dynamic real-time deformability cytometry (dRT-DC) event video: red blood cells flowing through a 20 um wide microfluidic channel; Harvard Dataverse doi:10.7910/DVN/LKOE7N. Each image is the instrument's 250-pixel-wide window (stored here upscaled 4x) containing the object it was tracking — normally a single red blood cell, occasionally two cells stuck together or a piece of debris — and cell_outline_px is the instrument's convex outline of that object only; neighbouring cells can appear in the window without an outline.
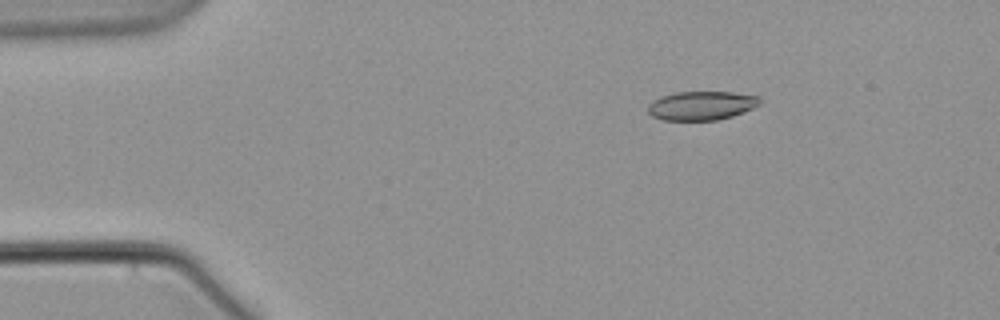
{"species": "common noctule bat (a hibernating species)", "species_latin": "Nyctalus noctula", "temperature_condition": "warm", "stored_images_in_passage": 6, "camera_frame_rate_fps": 3000, "um_per_image_px": 0.085, "animal": {"sex": "male", "body_mass_g": 21.5, "forearm_length_mm": 52.0}, "frame": {"image": 1, "passage_image": 3, "time_ms": 2.333, "image_size_px": [1000, 320], "cell_outline_px": [[760, 104], [744, 112], [732, 116], [716, 120], [664, 120], [652, 116], [648, 112], [648, 104], [652, 100], [660, 96], [676, 92], [732, 92], [760, 96]], "centroid_in_image_um": [59.61, 8.97], "position_along_channel_um": 25.4, "area_um2": 18.9}}
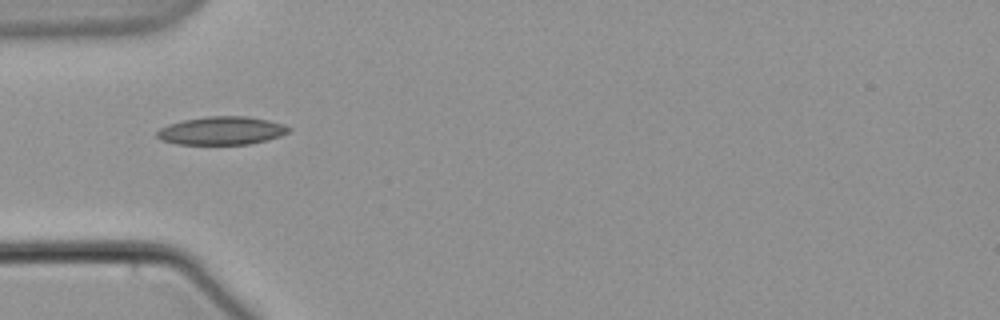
{"frame": {"image": 2, "passage_image": 5, "time_ms": 5.667, "image_size_px": [1000, 320], "cell_outline_px": [[292, 128], [288, 132], [280, 136], [268, 140], [248, 144], [176, 144], [160, 140], [156, 136], [156, 132], [160, 128], [168, 124], [184, 120], [208, 116], [248, 116], [268, 120], [284, 124]], "centroid_in_image_um": [18.84, 11.11], "position_along_channel_um": 66.2, "area_um2": 21.73}}
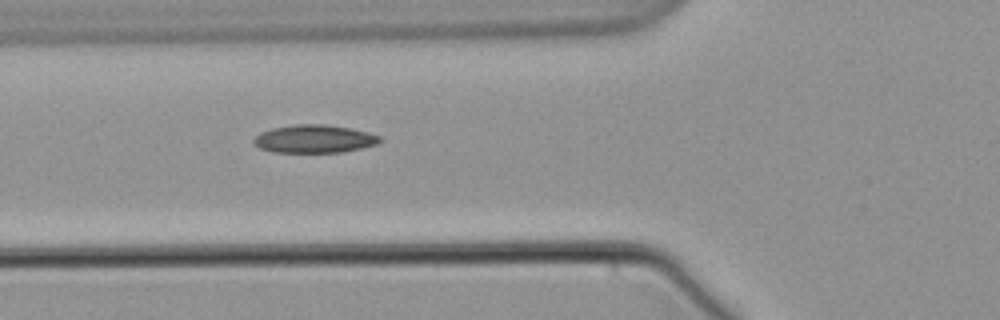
{"frame": {"image": 3, "passage_image": 6, "time_ms": 6.667, "image_size_px": [1000, 320], "cell_outline_px": [[384, 140], [376, 144], [360, 148], [340, 152], [272, 152], [260, 148], [252, 140], [260, 132], [272, 128], [296, 124], [328, 124], [368, 132], [380, 136]], "centroid_in_image_um": [26.71, 11.8], "position_along_channel_um": 99.1, "area_um2": 20.52}}